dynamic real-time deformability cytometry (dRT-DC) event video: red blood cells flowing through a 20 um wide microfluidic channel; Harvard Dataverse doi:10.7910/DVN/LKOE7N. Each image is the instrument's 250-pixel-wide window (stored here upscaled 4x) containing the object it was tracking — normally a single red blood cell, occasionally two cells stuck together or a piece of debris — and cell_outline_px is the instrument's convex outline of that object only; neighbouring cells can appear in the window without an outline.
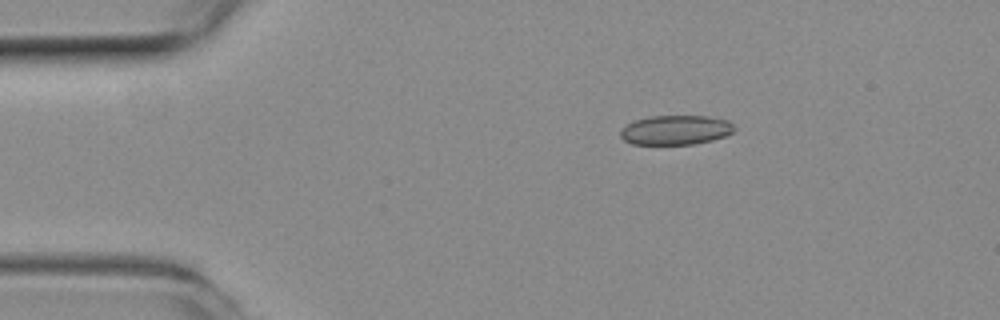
{"species": "common noctule bat (a hibernating species)", "species_latin": "Nyctalus noctula", "temperature_condition": "room temperature", "stored_images_in_passage": 14, "camera_frame_rate_fps": 3000, "um_per_image_px": 0.085, "animal": {"sex": "female", "body_mass_g": 19.3, "forearm_length_mm": 54.1}, "frame": {"image": 1, "passage_image": 1, "time_ms": 0.0, "image_size_px": [1000, 320], "cell_outline_px": [[736, 128], [732, 132], [724, 136], [712, 140], [692, 144], [632, 144], [624, 140], [620, 136], [620, 132], [628, 124], [636, 120], [652, 116], [708, 116], [728, 120]], "centroid_in_image_um": [57.45, 11.05], "position_along_channel_um": 27.5, "area_um2": 19.36}}
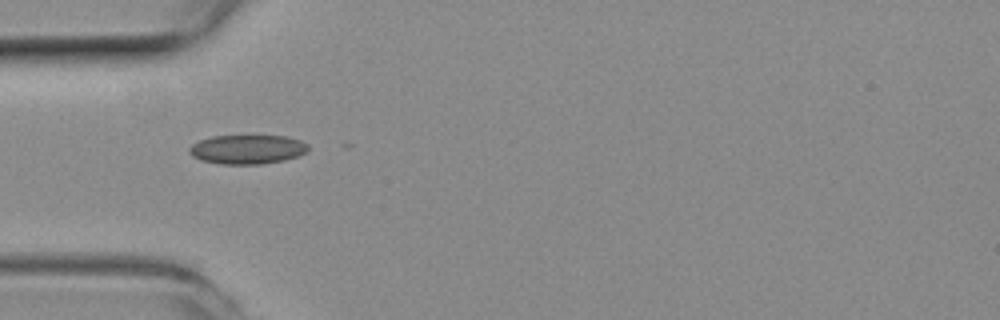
{"frame": {"image": 2, "passage_image": 8, "time_ms": 2.333, "image_size_px": [1000, 320], "cell_outline_px": [[308, 152], [300, 156], [284, 160], [260, 164], [220, 164], [200, 160], [192, 156], [188, 152], [188, 148], [192, 144], [200, 140], [212, 136], [288, 136], [300, 140], [308, 144]], "centroid_in_image_um": [21.03, 12.7], "position_along_channel_um": 64.0, "area_um2": 20.4}}
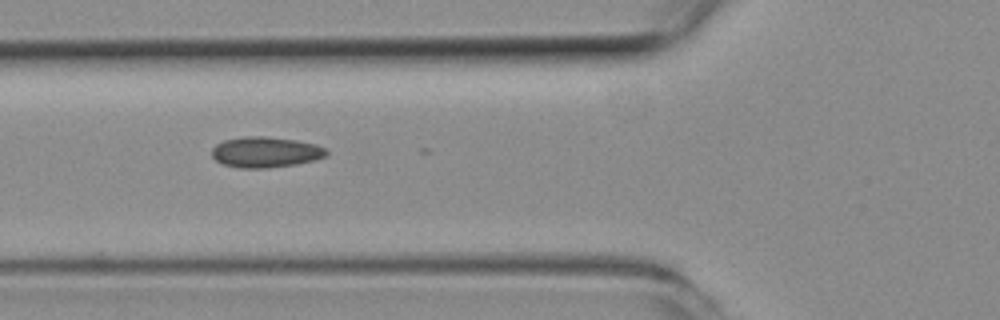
{"frame": {"image": 3, "passage_image": 11, "time_ms": 3.333, "image_size_px": [1000, 320], "cell_outline_px": [[328, 152], [324, 156], [312, 160], [296, 164], [264, 168], [240, 168], [224, 164], [216, 160], [212, 156], [212, 148], [216, 144], [224, 140], [244, 136], [264, 136], [296, 140], [316, 144], [328, 148]], "centroid_in_image_um": [22.56, 12.92], "position_along_channel_um": 103.2, "area_um2": 20.4}}